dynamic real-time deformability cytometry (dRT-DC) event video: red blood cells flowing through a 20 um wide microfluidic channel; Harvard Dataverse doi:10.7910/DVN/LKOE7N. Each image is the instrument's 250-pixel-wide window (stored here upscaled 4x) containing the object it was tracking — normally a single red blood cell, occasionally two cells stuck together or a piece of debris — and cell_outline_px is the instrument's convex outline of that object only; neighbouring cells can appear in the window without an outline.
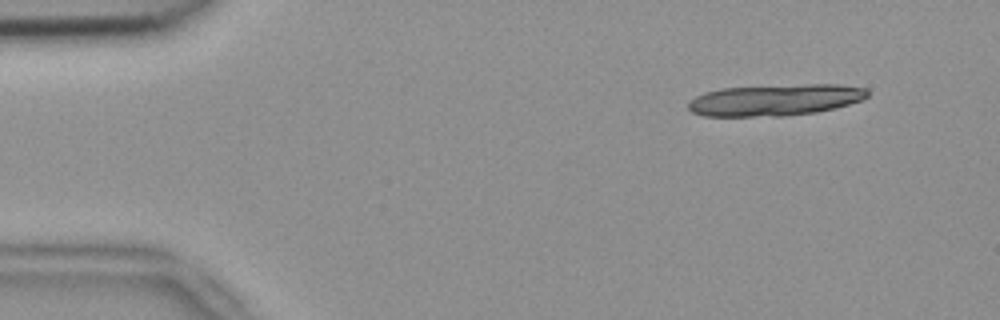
{"species": "common noctule bat (a hibernating species)", "species_latin": "Nyctalus noctula", "temperature_condition": "room temperature", "stored_images_in_passage": 13, "camera_frame_rate_fps": 3000, "um_per_image_px": 0.085, "animal": {"sex": "female", "body_mass_g": 18.4}, "frame": {"image": 1, "passage_image": 1, "time_ms": 0.0, "image_size_px": [1000, 320], "cell_outline_px": [[868, 96], [864, 100], [836, 108], [816, 112], [784, 116], [704, 116], [692, 112], [688, 108], [688, 104], [696, 96], [704, 92], [720, 88], [808, 84], [840, 84], [868, 88]], "centroid_in_image_um": [65.94, 8.49], "position_along_channel_um": 19.1, "area_um2": 33.12}}